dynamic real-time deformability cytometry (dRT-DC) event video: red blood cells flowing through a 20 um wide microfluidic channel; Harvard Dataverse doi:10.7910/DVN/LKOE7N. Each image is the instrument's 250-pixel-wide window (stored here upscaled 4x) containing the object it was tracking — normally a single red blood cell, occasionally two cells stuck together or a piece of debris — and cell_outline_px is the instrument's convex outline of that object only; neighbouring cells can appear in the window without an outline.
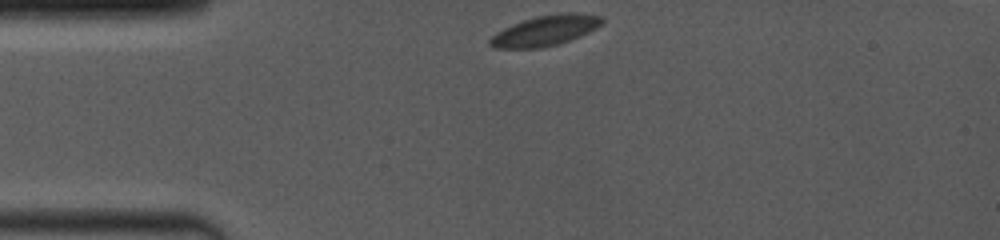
{"species": "common noctule bat (a hibernating species)", "species_latin": "Nyctalus noctula", "temperature_condition": "room temperature", "stored_images_in_passage": 37, "camera_frame_rate_fps": 4000, "um_per_image_px": 0.085, "animal": {"sex": "female", "body_mass_g": 19.0, "forearm_length_mm": 53.3}, "frame": {"image": 1, "passage_image": 1, "time_ms": 0.0, "image_size_px": [1000, 240], "cell_outline_px": [[604, 24], [580, 36], [556, 44], [540, 48], [492, 48], [488, 44], [488, 40], [496, 32], [512, 24], [536, 16], [568, 12], [572, 12], [604, 16]], "centroid_in_image_um": [46.35, 2.59], "position_along_channel_um": 38.6, "area_um2": 19.83}}
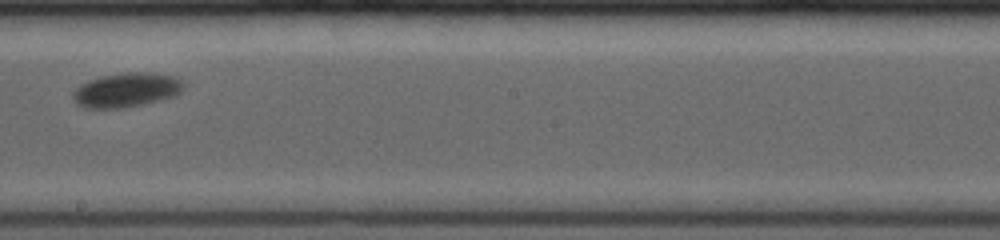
{"frame": {"image": 2, "passage_image": 16, "time_ms": 6.0, "image_size_px": [1000, 240], "cell_outline_px": [[184, 88], [176, 96], [144, 104], [124, 108], [84, 108], [76, 104], [72, 96], [72, 92], [80, 84], [88, 80], [104, 76], [124, 72], [144, 72], [172, 76], [180, 80], [184, 84]], "centroid_in_image_um": [10.72, 7.66], "position_along_channel_um": 237.5, "area_um2": 22.2}}
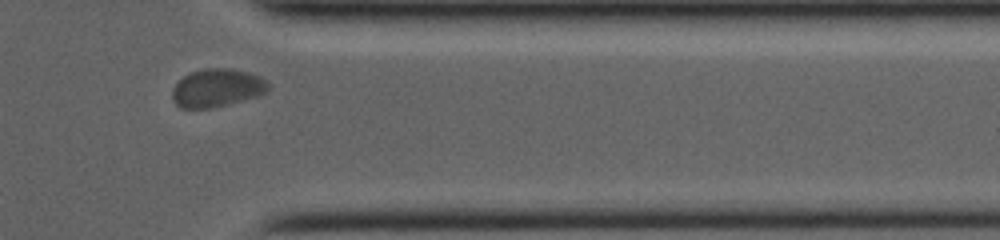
{"frame": {"image": 3, "passage_image": 32, "time_ms": 10.0, "image_size_px": [1000, 240], "cell_outline_px": [[272, 84], [268, 92], [260, 96], [212, 108], [180, 108], [172, 100], [172, 88], [184, 76], [192, 72], [208, 68], [228, 68], [248, 72], [260, 76], [268, 80]], "centroid_in_image_um": [18.51, 7.48], "position_along_channel_um": 392.9, "area_um2": 21.62}, "authors_computed_cell_mechanics": {"area_um2": 20.9236, "velocity_mm_per_s": 3.8666, "shape_relaxation_time_tau1_ms": 2.8027, "shape_relaxation_time_tau2_ms": null, "deformation_change_tau1": 0.0654, "deformation_change_tau2": null}}